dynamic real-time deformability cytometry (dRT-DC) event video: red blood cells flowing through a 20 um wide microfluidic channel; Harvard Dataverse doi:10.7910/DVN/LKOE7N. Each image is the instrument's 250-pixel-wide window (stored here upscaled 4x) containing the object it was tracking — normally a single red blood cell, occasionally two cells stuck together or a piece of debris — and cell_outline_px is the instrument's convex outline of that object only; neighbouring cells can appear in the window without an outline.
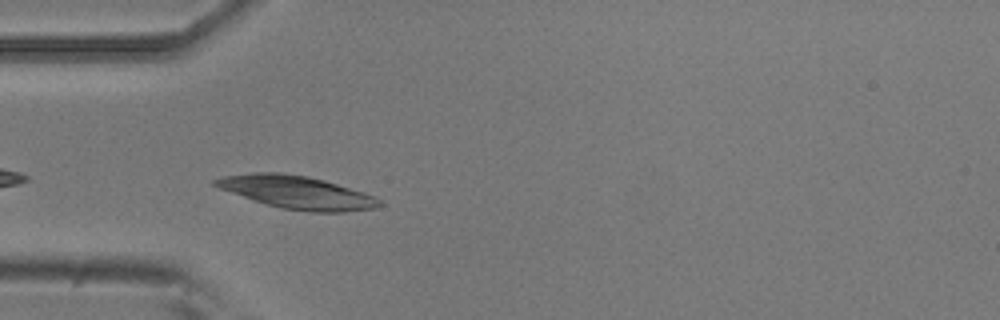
{"species": "common noctule bat (a hibernating species)", "species_latin": "Nyctalus noctula", "temperature_condition": "room temperature", "stored_images_in_passage": 23, "camera_frame_rate_fps": 3000, "um_per_image_px": 0.085, "animal": {"sex": "male", "body_mass_g": 20.5, "forearm_length_mm": 52.5}, "frame": {"image": 1, "passage_image": 3, "time_ms": 0.667, "image_size_px": [1000, 320], "cell_outline_px": [[384, 204], [376, 208], [344, 212], [312, 212], [284, 208], [264, 204], [220, 188], [212, 184], [212, 180], [224, 176], [252, 172], [280, 172], [308, 176], [324, 180], [364, 192], [376, 196]], "centroid_in_image_um": [25.27, 16.34], "position_along_channel_um": 59.7, "area_um2": 31.44}}
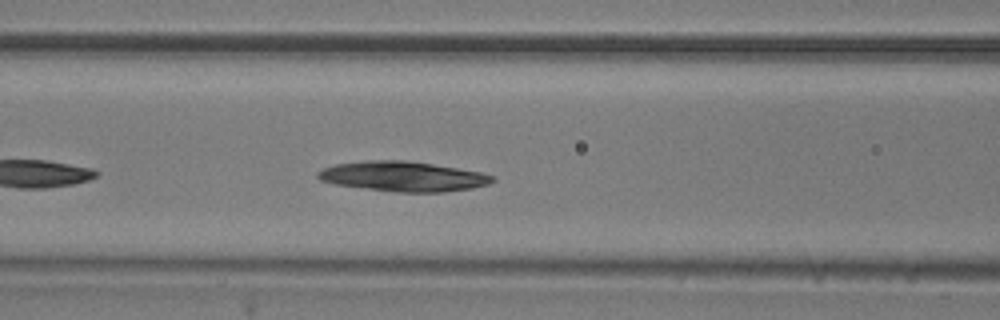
{"frame": {"image": 2, "passage_image": 9, "time_ms": 2.667, "image_size_px": [1000, 320], "cell_outline_px": [[496, 180], [488, 184], [472, 188], [444, 192], [396, 192], [336, 184], [320, 180], [316, 176], [316, 172], [324, 168], [336, 164], [364, 160], [404, 160], [432, 164], [480, 172], [496, 176]], "centroid_in_image_um": [34.27, 14.99], "position_along_channel_um": 132.3, "area_um2": 30.35}}
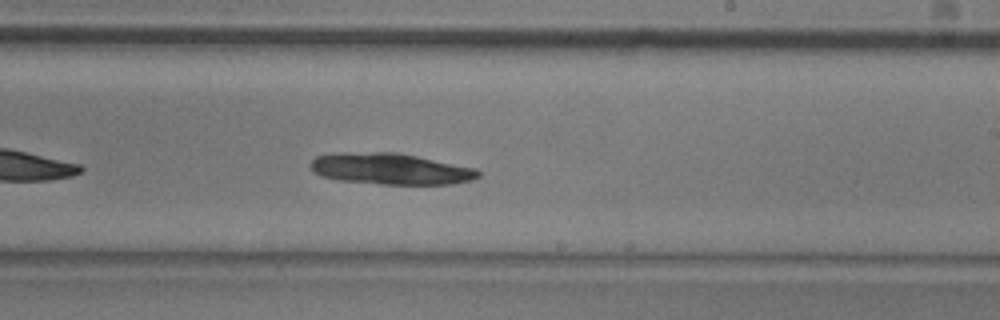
{"frame": {"image": 3, "passage_image": 19, "time_ms": 6.0, "image_size_px": [1000, 320], "cell_outline_px": [[480, 176], [472, 180], [452, 184], [380, 184], [336, 180], [320, 176], [312, 172], [312, 160], [316, 156], [332, 152], [396, 152], [476, 168], [480, 172]], "centroid_in_image_um": [33.15, 14.35], "position_along_channel_um": 255.8, "area_um2": 30.75}}